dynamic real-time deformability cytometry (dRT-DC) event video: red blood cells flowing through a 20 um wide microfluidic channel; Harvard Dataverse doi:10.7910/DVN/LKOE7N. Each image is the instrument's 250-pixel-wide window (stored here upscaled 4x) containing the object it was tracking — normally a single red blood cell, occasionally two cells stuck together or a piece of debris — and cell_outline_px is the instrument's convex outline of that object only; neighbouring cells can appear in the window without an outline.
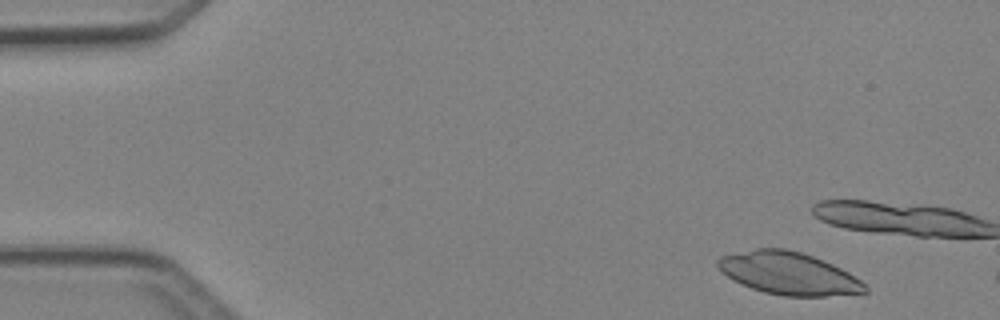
{"species": "Egyptian fruit bat (a non-hibernating species)", "species_latin": "Rousettus aegyptiacus", "temperature_condition": "cold", "stored_images_in_passage": 4, "camera_frame_rate_fps": 3000, "um_per_image_px": 0.085, "animal": {"sex": "female"}, "frame": {"image": 1, "passage_image": 1, "time_ms": 0.0, "image_size_px": [1000, 320], "cell_outline_px": [[868, 292], [824, 296], [784, 296], [764, 292], [740, 284], [732, 280], [720, 272], [716, 264], [716, 260], [720, 256], [756, 248], [784, 248], [800, 252], [812, 256], [832, 264], [848, 272], [860, 280], [868, 288]], "centroid_in_image_um": [66.98, 23.23], "position_along_channel_um": 18.0, "area_um2": 36.41}}